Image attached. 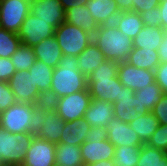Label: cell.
<instances>
[{
    "label": "cell",
    "instance_id": "cell-1",
    "mask_svg": "<svg viewBox=\"0 0 167 166\" xmlns=\"http://www.w3.org/2000/svg\"><path fill=\"white\" fill-rule=\"evenodd\" d=\"M123 85L118 77V62L104 60L87 77V88L92 99L114 103L122 96Z\"/></svg>",
    "mask_w": 167,
    "mask_h": 166
},
{
    "label": "cell",
    "instance_id": "cell-2",
    "mask_svg": "<svg viewBox=\"0 0 167 166\" xmlns=\"http://www.w3.org/2000/svg\"><path fill=\"white\" fill-rule=\"evenodd\" d=\"M92 40L106 60L118 63L126 61L133 48V40L121 33L114 23L99 25Z\"/></svg>",
    "mask_w": 167,
    "mask_h": 166
},
{
    "label": "cell",
    "instance_id": "cell-3",
    "mask_svg": "<svg viewBox=\"0 0 167 166\" xmlns=\"http://www.w3.org/2000/svg\"><path fill=\"white\" fill-rule=\"evenodd\" d=\"M77 62V56L63 55L54 68L50 89L59 97L87 89V78L80 72Z\"/></svg>",
    "mask_w": 167,
    "mask_h": 166
},
{
    "label": "cell",
    "instance_id": "cell-4",
    "mask_svg": "<svg viewBox=\"0 0 167 166\" xmlns=\"http://www.w3.org/2000/svg\"><path fill=\"white\" fill-rule=\"evenodd\" d=\"M37 117L33 105L16 102L0 113V126L13 134L35 133Z\"/></svg>",
    "mask_w": 167,
    "mask_h": 166
},
{
    "label": "cell",
    "instance_id": "cell-5",
    "mask_svg": "<svg viewBox=\"0 0 167 166\" xmlns=\"http://www.w3.org/2000/svg\"><path fill=\"white\" fill-rule=\"evenodd\" d=\"M34 134H13L0 126V163L9 166L23 164Z\"/></svg>",
    "mask_w": 167,
    "mask_h": 166
},
{
    "label": "cell",
    "instance_id": "cell-6",
    "mask_svg": "<svg viewBox=\"0 0 167 166\" xmlns=\"http://www.w3.org/2000/svg\"><path fill=\"white\" fill-rule=\"evenodd\" d=\"M63 55L78 56L92 42L93 36L80 27L61 23L54 33Z\"/></svg>",
    "mask_w": 167,
    "mask_h": 166
},
{
    "label": "cell",
    "instance_id": "cell-7",
    "mask_svg": "<svg viewBox=\"0 0 167 166\" xmlns=\"http://www.w3.org/2000/svg\"><path fill=\"white\" fill-rule=\"evenodd\" d=\"M29 9L27 0H0V28L18 34Z\"/></svg>",
    "mask_w": 167,
    "mask_h": 166
},
{
    "label": "cell",
    "instance_id": "cell-8",
    "mask_svg": "<svg viewBox=\"0 0 167 166\" xmlns=\"http://www.w3.org/2000/svg\"><path fill=\"white\" fill-rule=\"evenodd\" d=\"M91 99L88 88L80 92L60 97L56 112L65 122L84 118Z\"/></svg>",
    "mask_w": 167,
    "mask_h": 166
},
{
    "label": "cell",
    "instance_id": "cell-9",
    "mask_svg": "<svg viewBox=\"0 0 167 166\" xmlns=\"http://www.w3.org/2000/svg\"><path fill=\"white\" fill-rule=\"evenodd\" d=\"M80 147L84 165L114 159L115 147L103 133H94Z\"/></svg>",
    "mask_w": 167,
    "mask_h": 166
},
{
    "label": "cell",
    "instance_id": "cell-10",
    "mask_svg": "<svg viewBox=\"0 0 167 166\" xmlns=\"http://www.w3.org/2000/svg\"><path fill=\"white\" fill-rule=\"evenodd\" d=\"M55 29L48 23L29 13L21 24L18 36L21 44L33 47L43 39L54 36Z\"/></svg>",
    "mask_w": 167,
    "mask_h": 166
},
{
    "label": "cell",
    "instance_id": "cell-11",
    "mask_svg": "<svg viewBox=\"0 0 167 166\" xmlns=\"http://www.w3.org/2000/svg\"><path fill=\"white\" fill-rule=\"evenodd\" d=\"M118 77L121 84L134 92L155 82V72L135 67L126 61L118 63Z\"/></svg>",
    "mask_w": 167,
    "mask_h": 166
},
{
    "label": "cell",
    "instance_id": "cell-12",
    "mask_svg": "<svg viewBox=\"0 0 167 166\" xmlns=\"http://www.w3.org/2000/svg\"><path fill=\"white\" fill-rule=\"evenodd\" d=\"M56 144L34 134L23 164L26 166H55Z\"/></svg>",
    "mask_w": 167,
    "mask_h": 166
},
{
    "label": "cell",
    "instance_id": "cell-13",
    "mask_svg": "<svg viewBox=\"0 0 167 166\" xmlns=\"http://www.w3.org/2000/svg\"><path fill=\"white\" fill-rule=\"evenodd\" d=\"M17 102L33 105L40 93L28 70L16 71L8 81Z\"/></svg>",
    "mask_w": 167,
    "mask_h": 166
},
{
    "label": "cell",
    "instance_id": "cell-14",
    "mask_svg": "<svg viewBox=\"0 0 167 166\" xmlns=\"http://www.w3.org/2000/svg\"><path fill=\"white\" fill-rule=\"evenodd\" d=\"M113 108V103L91 99L83 119L90 124L94 133H103L114 118Z\"/></svg>",
    "mask_w": 167,
    "mask_h": 166
},
{
    "label": "cell",
    "instance_id": "cell-15",
    "mask_svg": "<svg viewBox=\"0 0 167 166\" xmlns=\"http://www.w3.org/2000/svg\"><path fill=\"white\" fill-rule=\"evenodd\" d=\"M30 13L54 29L65 22V10L59 0H33L30 2Z\"/></svg>",
    "mask_w": 167,
    "mask_h": 166
},
{
    "label": "cell",
    "instance_id": "cell-16",
    "mask_svg": "<svg viewBox=\"0 0 167 166\" xmlns=\"http://www.w3.org/2000/svg\"><path fill=\"white\" fill-rule=\"evenodd\" d=\"M103 134L114 147L143 145L129 123H124L115 117L109 122Z\"/></svg>",
    "mask_w": 167,
    "mask_h": 166
},
{
    "label": "cell",
    "instance_id": "cell-17",
    "mask_svg": "<svg viewBox=\"0 0 167 166\" xmlns=\"http://www.w3.org/2000/svg\"><path fill=\"white\" fill-rule=\"evenodd\" d=\"M65 123L56 111L38 115L35 134L57 144L60 142Z\"/></svg>",
    "mask_w": 167,
    "mask_h": 166
},
{
    "label": "cell",
    "instance_id": "cell-18",
    "mask_svg": "<svg viewBox=\"0 0 167 166\" xmlns=\"http://www.w3.org/2000/svg\"><path fill=\"white\" fill-rule=\"evenodd\" d=\"M93 134L90 124L85 119L67 121L64 125L60 142L80 146Z\"/></svg>",
    "mask_w": 167,
    "mask_h": 166
},
{
    "label": "cell",
    "instance_id": "cell-19",
    "mask_svg": "<svg viewBox=\"0 0 167 166\" xmlns=\"http://www.w3.org/2000/svg\"><path fill=\"white\" fill-rule=\"evenodd\" d=\"M32 48L36 60H40L52 68H56L63 57L62 50L55 36L43 39Z\"/></svg>",
    "mask_w": 167,
    "mask_h": 166
},
{
    "label": "cell",
    "instance_id": "cell-20",
    "mask_svg": "<svg viewBox=\"0 0 167 166\" xmlns=\"http://www.w3.org/2000/svg\"><path fill=\"white\" fill-rule=\"evenodd\" d=\"M98 25L111 24L120 13L115 0H88L85 5Z\"/></svg>",
    "mask_w": 167,
    "mask_h": 166
},
{
    "label": "cell",
    "instance_id": "cell-21",
    "mask_svg": "<svg viewBox=\"0 0 167 166\" xmlns=\"http://www.w3.org/2000/svg\"><path fill=\"white\" fill-rule=\"evenodd\" d=\"M163 91L157 82L135 92V111L139 115L147 114L161 100Z\"/></svg>",
    "mask_w": 167,
    "mask_h": 166
},
{
    "label": "cell",
    "instance_id": "cell-22",
    "mask_svg": "<svg viewBox=\"0 0 167 166\" xmlns=\"http://www.w3.org/2000/svg\"><path fill=\"white\" fill-rule=\"evenodd\" d=\"M65 22L80 27L92 36L99 27L98 23L92 17L89 9L85 5L67 9L65 11Z\"/></svg>",
    "mask_w": 167,
    "mask_h": 166
},
{
    "label": "cell",
    "instance_id": "cell-23",
    "mask_svg": "<svg viewBox=\"0 0 167 166\" xmlns=\"http://www.w3.org/2000/svg\"><path fill=\"white\" fill-rule=\"evenodd\" d=\"M114 117L124 123H130L139 114L135 111V92L123 87L122 96L113 103Z\"/></svg>",
    "mask_w": 167,
    "mask_h": 166
},
{
    "label": "cell",
    "instance_id": "cell-24",
    "mask_svg": "<svg viewBox=\"0 0 167 166\" xmlns=\"http://www.w3.org/2000/svg\"><path fill=\"white\" fill-rule=\"evenodd\" d=\"M77 57V66L86 78L105 60L104 54L93 40Z\"/></svg>",
    "mask_w": 167,
    "mask_h": 166
},
{
    "label": "cell",
    "instance_id": "cell-25",
    "mask_svg": "<svg viewBox=\"0 0 167 166\" xmlns=\"http://www.w3.org/2000/svg\"><path fill=\"white\" fill-rule=\"evenodd\" d=\"M165 32L162 27L144 26L133 39V47L158 50Z\"/></svg>",
    "mask_w": 167,
    "mask_h": 166
},
{
    "label": "cell",
    "instance_id": "cell-26",
    "mask_svg": "<svg viewBox=\"0 0 167 166\" xmlns=\"http://www.w3.org/2000/svg\"><path fill=\"white\" fill-rule=\"evenodd\" d=\"M132 130L136 132L142 144H147L149 138L159 127V121L151 111L147 114L136 116L130 123Z\"/></svg>",
    "mask_w": 167,
    "mask_h": 166
},
{
    "label": "cell",
    "instance_id": "cell-27",
    "mask_svg": "<svg viewBox=\"0 0 167 166\" xmlns=\"http://www.w3.org/2000/svg\"><path fill=\"white\" fill-rule=\"evenodd\" d=\"M113 23L121 33L130 37L131 40H133L144 27L141 15L134 11L120 12Z\"/></svg>",
    "mask_w": 167,
    "mask_h": 166
},
{
    "label": "cell",
    "instance_id": "cell-28",
    "mask_svg": "<svg viewBox=\"0 0 167 166\" xmlns=\"http://www.w3.org/2000/svg\"><path fill=\"white\" fill-rule=\"evenodd\" d=\"M126 62L135 67L152 71H155V69L161 63L157 50H148L136 47L132 48Z\"/></svg>",
    "mask_w": 167,
    "mask_h": 166
},
{
    "label": "cell",
    "instance_id": "cell-29",
    "mask_svg": "<svg viewBox=\"0 0 167 166\" xmlns=\"http://www.w3.org/2000/svg\"><path fill=\"white\" fill-rule=\"evenodd\" d=\"M55 163L57 166H84L81 156V147L61 142L57 143Z\"/></svg>",
    "mask_w": 167,
    "mask_h": 166
},
{
    "label": "cell",
    "instance_id": "cell-30",
    "mask_svg": "<svg viewBox=\"0 0 167 166\" xmlns=\"http://www.w3.org/2000/svg\"><path fill=\"white\" fill-rule=\"evenodd\" d=\"M28 71L32 75L39 92L50 89L54 68L40 60H36L35 64Z\"/></svg>",
    "mask_w": 167,
    "mask_h": 166
},
{
    "label": "cell",
    "instance_id": "cell-31",
    "mask_svg": "<svg viewBox=\"0 0 167 166\" xmlns=\"http://www.w3.org/2000/svg\"><path fill=\"white\" fill-rule=\"evenodd\" d=\"M137 166H167V152L143 144Z\"/></svg>",
    "mask_w": 167,
    "mask_h": 166
},
{
    "label": "cell",
    "instance_id": "cell-32",
    "mask_svg": "<svg viewBox=\"0 0 167 166\" xmlns=\"http://www.w3.org/2000/svg\"><path fill=\"white\" fill-rule=\"evenodd\" d=\"M140 146H118L115 147V166H137L140 156Z\"/></svg>",
    "mask_w": 167,
    "mask_h": 166
},
{
    "label": "cell",
    "instance_id": "cell-33",
    "mask_svg": "<svg viewBox=\"0 0 167 166\" xmlns=\"http://www.w3.org/2000/svg\"><path fill=\"white\" fill-rule=\"evenodd\" d=\"M60 97L51 89L40 92L34 100L33 106L38 115L56 111Z\"/></svg>",
    "mask_w": 167,
    "mask_h": 166
},
{
    "label": "cell",
    "instance_id": "cell-34",
    "mask_svg": "<svg viewBox=\"0 0 167 166\" xmlns=\"http://www.w3.org/2000/svg\"><path fill=\"white\" fill-rule=\"evenodd\" d=\"M36 61V56L33 48L21 44L15 53L11 56V62L16 71L29 70Z\"/></svg>",
    "mask_w": 167,
    "mask_h": 166
},
{
    "label": "cell",
    "instance_id": "cell-35",
    "mask_svg": "<svg viewBox=\"0 0 167 166\" xmlns=\"http://www.w3.org/2000/svg\"><path fill=\"white\" fill-rule=\"evenodd\" d=\"M20 45L18 34L0 28V57H11Z\"/></svg>",
    "mask_w": 167,
    "mask_h": 166
},
{
    "label": "cell",
    "instance_id": "cell-36",
    "mask_svg": "<svg viewBox=\"0 0 167 166\" xmlns=\"http://www.w3.org/2000/svg\"><path fill=\"white\" fill-rule=\"evenodd\" d=\"M147 145L167 152V125H159Z\"/></svg>",
    "mask_w": 167,
    "mask_h": 166
},
{
    "label": "cell",
    "instance_id": "cell-37",
    "mask_svg": "<svg viewBox=\"0 0 167 166\" xmlns=\"http://www.w3.org/2000/svg\"><path fill=\"white\" fill-rule=\"evenodd\" d=\"M16 102V97L11 91L9 83L0 81V113L7 110Z\"/></svg>",
    "mask_w": 167,
    "mask_h": 166
},
{
    "label": "cell",
    "instance_id": "cell-38",
    "mask_svg": "<svg viewBox=\"0 0 167 166\" xmlns=\"http://www.w3.org/2000/svg\"><path fill=\"white\" fill-rule=\"evenodd\" d=\"M144 26L161 27V13L158 7L140 13Z\"/></svg>",
    "mask_w": 167,
    "mask_h": 166
},
{
    "label": "cell",
    "instance_id": "cell-39",
    "mask_svg": "<svg viewBox=\"0 0 167 166\" xmlns=\"http://www.w3.org/2000/svg\"><path fill=\"white\" fill-rule=\"evenodd\" d=\"M151 112L159 121V125H167V93H163L161 100L153 107Z\"/></svg>",
    "mask_w": 167,
    "mask_h": 166
},
{
    "label": "cell",
    "instance_id": "cell-40",
    "mask_svg": "<svg viewBox=\"0 0 167 166\" xmlns=\"http://www.w3.org/2000/svg\"><path fill=\"white\" fill-rule=\"evenodd\" d=\"M16 70L11 62V57H0V81L8 82Z\"/></svg>",
    "mask_w": 167,
    "mask_h": 166
},
{
    "label": "cell",
    "instance_id": "cell-41",
    "mask_svg": "<svg viewBox=\"0 0 167 166\" xmlns=\"http://www.w3.org/2000/svg\"><path fill=\"white\" fill-rule=\"evenodd\" d=\"M155 81L163 93H167V63L161 62L155 69Z\"/></svg>",
    "mask_w": 167,
    "mask_h": 166
},
{
    "label": "cell",
    "instance_id": "cell-42",
    "mask_svg": "<svg viewBox=\"0 0 167 166\" xmlns=\"http://www.w3.org/2000/svg\"><path fill=\"white\" fill-rule=\"evenodd\" d=\"M161 0H133V11L141 12L148 11L153 7H158Z\"/></svg>",
    "mask_w": 167,
    "mask_h": 166
},
{
    "label": "cell",
    "instance_id": "cell-43",
    "mask_svg": "<svg viewBox=\"0 0 167 166\" xmlns=\"http://www.w3.org/2000/svg\"><path fill=\"white\" fill-rule=\"evenodd\" d=\"M158 8L161 13V27L167 32V0H161Z\"/></svg>",
    "mask_w": 167,
    "mask_h": 166
},
{
    "label": "cell",
    "instance_id": "cell-44",
    "mask_svg": "<svg viewBox=\"0 0 167 166\" xmlns=\"http://www.w3.org/2000/svg\"><path fill=\"white\" fill-rule=\"evenodd\" d=\"M157 51L159 54L160 62L167 63V32H165V35Z\"/></svg>",
    "mask_w": 167,
    "mask_h": 166
},
{
    "label": "cell",
    "instance_id": "cell-45",
    "mask_svg": "<svg viewBox=\"0 0 167 166\" xmlns=\"http://www.w3.org/2000/svg\"><path fill=\"white\" fill-rule=\"evenodd\" d=\"M62 4L63 9L66 11L69 8L84 6L87 4L88 0H59Z\"/></svg>",
    "mask_w": 167,
    "mask_h": 166
},
{
    "label": "cell",
    "instance_id": "cell-46",
    "mask_svg": "<svg viewBox=\"0 0 167 166\" xmlns=\"http://www.w3.org/2000/svg\"><path fill=\"white\" fill-rule=\"evenodd\" d=\"M120 12L133 11V0H115Z\"/></svg>",
    "mask_w": 167,
    "mask_h": 166
},
{
    "label": "cell",
    "instance_id": "cell-47",
    "mask_svg": "<svg viewBox=\"0 0 167 166\" xmlns=\"http://www.w3.org/2000/svg\"><path fill=\"white\" fill-rule=\"evenodd\" d=\"M84 166H115L114 160H102L98 161L96 163L90 164V165H84Z\"/></svg>",
    "mask_w": 167,
    "mask_h": 166
},
{
    "label": "cell",
    "instance_id": "cell-48",
    "mask_svg": "<svg viewBox=\"0 0 167 166\" xmlns=\"http://www.w3.org/2000/svg\"><path fill=\"white\" fill-rule=\"evenodd\" d=\"M12 166H26L24 164H17V165H12Z\"/></svg>",
    "mask_w": 167,
    "mask_h": 166
}]
</instances>
